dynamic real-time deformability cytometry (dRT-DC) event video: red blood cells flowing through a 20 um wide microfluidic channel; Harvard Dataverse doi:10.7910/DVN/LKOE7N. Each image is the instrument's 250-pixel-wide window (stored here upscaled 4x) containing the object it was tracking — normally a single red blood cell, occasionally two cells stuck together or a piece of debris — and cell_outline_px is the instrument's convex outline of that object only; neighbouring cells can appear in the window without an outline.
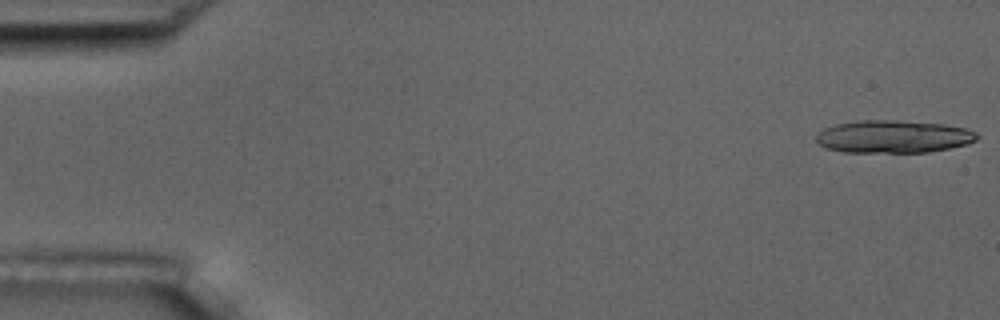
{"species": "common noctule bat (a hibernating species)", "species_latin": "Nyctalus noctula", "temperature_condition": "room temperature", "stored_images_in_passage": 16, "camera_frame_rate_fps": 3000, "um_per_image_px": 0.085, "animal": {"sex": "male", "body_mass_g": 17.5, "forearm_length_mm": 52.3}, "frame": {"image": 1, "passage_image": 1, "time_ms": 0.0, "image_size_px": [1000, 320], "cell_outline_px": [[980, 136], [976, 140], [968, 144], [928, 152], [844, 152], [824, 148], [816, 140], [816, 136], [824, 128], [836, 124], [856, 120], [900, 120], [944, 124], [964, 128], [976, 132]], "centroid_in_image_um": [75.93, 11.61], "position_along_channel_um": 9.1, "area_um2": 30.75}}